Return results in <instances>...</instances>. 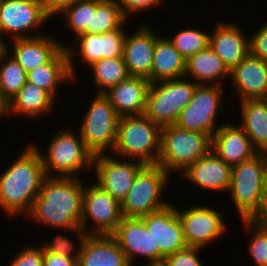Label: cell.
I'll list each match as a JSON object with an SVG mask.
<instances>
[{
  "instance_id": "20",
  "label": "cell",
  "mask_w": 267,
  "mask_h": 266,
  "mask_svg": "<svg viewBox=\"0 0 267 266\" xmlns=\"http://www.w3.org/2000/svg\"><path fill=\"white\" fill-rule=\"evenodd\" d=\"M111 236L117 241L131 266L137 256L147 258L144 266L154 264V240L141 218H122Z\"/></svg>"
},
{
  "instance_id": "23",
  "label": "cell",
  "mask_w": 267,
  "mask_h": 266,
  "mask_svg": "<svg viewBox=\"0 0 267 266\" xmlns=\"http://www.w3.org/2000/svg\"><path fill=\"white\" fill-rule=\"evenodd\" d=\"M151 82L144 77L129 76L103 94L119 117L143 115Z\"/></svg>"
},
{
  "instance_id": "2",
  "label": "cell",
  "mask_w": 267,
  "mask_h": 266,
  "mask_svg": "<svg viewBox=\"0 0 267 266\" xmlns=\"http://www.w3.org/2000/svg\"><path fill=\"white\" fill-rule=\"evenodd\" d=\"M45 176L41 156L29 144L0 175V208L10 219L30 212Z\"/></svg>"
},
{
  "instance_id": "45",
  "label": "cell",
  "mask_w": 267,
  "mask_h": 266,
  "mask_svg": "<svg viewBox=\"0 0 267 266\" xmlns=\"http://www.w3.org/2000/svg\"><path fill=\"white\" fill-rule=\"evenodd\" d=\"M7 114V103L0 96V120L6 117Z\"/></svg>"
},
{
  "instance_id": "7",
  "label": "cell",
  "mask_w": 267,
  "mask_h": 266,
  "mask_svg": "<svg viewBox=\"0 0 267 266\" xmlns=\"http://www.w3.org/2000/svg\"><path fill=\"white\" fill-rule=\"evenodd\" d=\"M171 176L159 165H145L120 203L122 217L141 218L168 206L161 197Z\"/></svg>"
},
{
  "instance_id": "39",
  "label": "cell",
  "mask_w": 267,
  "mask_h": 266,
  "mask_svg": "<svg viewBox=\"0 0 267 266\" xmlns=\"http://www.w3.org/2000/svg\"><path fill=\"white\" fill-rule=\"evenodd\" d=\"M44 249L39 247L27 246L19 254L15 255L8 266H43Z\"/></svg>"
},
{
  "instance_id": "42",
  "label": "cell",
  "mask_w": 267,
  "mask_h": 266,
  "mask_svg": "<svg viewBox=\"0 0 267 266\" xmlns=\"http://www.w3.org/2000/svg\"><path fill=\"white\" fill-rule=\"evenodd\" d=\"M81 0H40L45 13L51 18L61 14L67 7Z\"/></svg>"
},
{
  "instance_id": "25",
  "label": "cell",
  "mask_w": 267,
  "mask_h": 266,
  "mask_svg": "<svg viewBox=\"0 0 267 266\" xmlns=\"http://www.w3.org/2000/svg\"><path fill=\"white\" fill-rule=\"evenodd\" d=\"M78 266H131L111 235H88L84 241Z\"/></svg>"
},
{
  "instance_id": "34",
  "label": "cell",
  "mask_w": 267,
  "mask_h": 266,
  "mask_svg": "<svg viewBox=\"0 0 267 266\" xmlns=\"http://www.w3.org/2000/svg\"><path fill=\"white\" fill-rule=\"evenodd\" d=\"M167 38L185 60L207 49L210 43V34L196 28L182 29L174 37Z\"/></svg>"
},
{
  "instance_id": "22",
  "label": "cell",
  "mask_w": 267,
  "mask_h": 266,
  "mask_svg": "<svg viewBox=\"0 0 267 266\" xmlns=\"http://www.w3.org/2000/svg\"><path fill=\"white\" fill-rule=\"evenodd\" d=\"M11 41L12 48L7 45V52L12 54L26 72L48 63L63 47H66L62 41L46 34Z\"/></svg>"
},
{
  "instance_id": "15",
  "label": "cell",
  "mask_w": 267,
  "mask_h": 266,
  "mask_svg": "<svg viewBox=\"0 0 267 266\" xmlns=\"http://www.w3.org/2000/svg\"><path fill=\"white\" fill-rule=\"evenodd\" d=\"M192 206V207H191ZM180 210L176 207L187 246L204 249L225 233L223 213L211 207L192 204Z\"/></svg>"
},
{
  "instance_id": "29",
  "label": "cell",
  "mask_w": 267,
  "mask_h": 266,
  "mask_svg": "<svg viewBox=\"0 0 267 266\" xmlns=\"http://www.w3.org/2000/svg\"><path fill=\"white\" fill-rule=\"evenodd\" d=\"M241 125L258 153H267V99L240 101Z\"/></svg>"
},
{
  "instance_id": "10",
  "label": "cell",
  "mask_w": 267,
  "mask_h": 266,
  "mask_svg": "<svg viewBox=\"0 0 267 266\" xmlns=\"http://www.w3.org/2000/svg\"><path fill=\"white\" fill-rule=\"evenodd\" d=\"M222 96L221 85L197 84L192 99L181 111L175 125L212 137L219 128L217 118L225 109Z\"/></svg>"
},
{
  "instance_id": "19",
  "label": "cell",
  "mask_w": 267,
  "mask_h": 266,
  "mask_svg": "<svg viewBox=\"0 0 267 266\" xmlns=\"http://www.w3.org/2000/svg\"><path fill=\"white\" fill-rule=\"evenodd\" d=\"M218 126L211 137V151L226 164L233 167L258 153L240 126L229 122Z\"/></svg>"
},
{
  "instance_id": "6",
  "label": "cell",
  "mask_w": 267,
  "mask_h": 266,
  "mask_svg": "<svg viewBox=\"0 0 267 266\" xmlns=\"http://www.w3.org/2000/svg\"><path fill=\"white\" fill-rule=\"evenodd\" d=\"M266 174L267 153H257L232 167L228 193L241 220H251L259 212Z\"/></svg>"
},
{
  "instance_id": "13",
  "label": "cell",
  "mask_w": 267,
  "mask_h": 266,
  "mask_svg": "<svg viewBox=\"0 0 267 266\" xmlns=\"http://www.w3.org/2000/svg\"><path fill=\"white\" fill-rule=\"evenodd\" d=\"M141 219L154 240V264L163 263L166 256L187 247L174 205L169 204Z\"/></svg>"
},
{
  "instance_id": "46",
  "label": "cell",
  "mask_w": 267,
  "mask_h": 266,
  "mask_svg": "<svg viewBox=\"0 0 267 266\" xmlns=\"http://www.w3.org/2000/svg\"><path fill=\"white\" fill-rule=\"evenodd\" d=\"M3 39H4V36H2V34L0 32V57L7 51L8 43L6 41L4 42Z\"/></svg>"
},
{
  "instance_id": "31",
  "label": "cell",
  "mask_w": 267,
  "mask_h": 266,
  "mask_svg": "<svg viewBox=\"0 0 267 266\" xmlns=\"http://www.w3.org/2000/svg\"><path fill=\"white\" fill-rule=\"evenodd\" d=\"M126 22L117 0H91V34L123 28Z\"/></svg>"
},
{
  "instance_id": "17",
  "label": "cell",
  "mask_w": 267,
  "mask_h": 266,
  "mask_svg": "<svg viewBox=\"0 0 267 266\" xmlns=\"http://www.w3.org/2000/svg\"><path fill=\"white\" fill-rule=\"evenodd\" d=\"M148 24L143 23L133 34H126L123 59L130 76L144 77L150 81L155 43L160 34L156 35Z\"/></svg>"
},
{
  "instance_id": "5",
  "label": "cell",
  "mask_w": 267,
  "mask_h": 266,
  "mask_svg": "<svg viewBox=\"0 0 267 266\" xmlns=\"http://www.w3.org/2000/svg\"><path fill=\"white\" fill-rule=\"evenodd\" d=\"M210 150L209 135L182 129L177 125L166 126L161 130V149L157 165L169 175L176 171L180 173Z\"/></svg>"
},
{
  "instance_id": "30",
  "label": "cell",
  "mask_w": 267,
  "mask_h": 266,
  "mask_svg": "<svg viewBox=\"0 0 267 266\" xmlns=\"http://www.w3.org/2000/svg\"><path fill=\"white\" fill-rule=\"evenodd\" d=\"M55 98L46 90L26 82L19 92L7 104L8 116L22 115L25 118L47 114L53 108Z\"/></svg>"
},
{
  "instance_id": "26",
  "label": "cell",
  "mask_w": 267,
  "mask_h": 266,
  "mask_svg": "<svg viewBox=\"0 0 267 266\" xmlns=\"http://www.w3.org/2000/svg\"><path fill=\"white\" fill-rule=\"evenodd\" d=\"M229 78L230 70L210 48V46L185 62V78H190L196 84L221 85L225 77ZM222 80V81H221Z\"/></svg>"
},
{
  "instance_id": "44",
  "label": "cell",
  "mask_w": 267,
  "mask_h": 266,
  "mask_svg": "<svg viewBox=\"0 0 267 266\" xmlns=\"http://www.w3.org/2000/svg\"><path fill=\"white\" fill-rule=\"evenodd\" d=\"M251 220L260 224L267 225V174L264 180L263 196L260 210Z\"/></svg>"
},
{
  "instance_id": "9",
  "label": "cell",
  "mask_w": 267,
  "mask_h": 266,
  "mask_svg": "<svg viewBox=\"0 0 267 266\" xmlns=\"http://www.w3.org/2000/svg\"><path fill=\"white\" fill-rule=\"evenodd\" d=\"M96 96V97H95ZM78 131L86 148L95 156L113 152L119 116L103 93H95Z\"/></svg>"
},
{
  "instance_id": "33",
  "label": "cell",
  "mask_w": 267,
  "mask_h": 266,
  "mask_svg": "<svg viewBox=\"0 0 267 266\" xmlns=\"http://www.w3.org/2000/svg\"><path fill=\"white\" fill-rule=\"evenodd\" d=\"M26 74L7 51L0 57V96L7 104L27 82Z\"/></svg>"
},
{
  "instance_id": "3",
  "label": "cell",
  "mask_w": 267,
  "mask_h": 266,
  "mask_svg": "<svg viewBox=\"0 0 267 266\" xmlns=\"http://www.w3.org/2000/svg\"><path fill=\"white\" fill-rule=\"evenodd\" d=\"M162 128L144 114L119 117L117 139L112 155L157 165L161 149Z\"/></svg>"
},
{
  "instance_id": "18",
  "label": "cell",
  "mask_w": 267,
  "mask_h": 266,
  "mask_svg": "<svg viewBox=\"0 0 267 266\" xmlns=\"http://www.w3.org/2000/svg\"><path fill=\"white\" fill-rule=\"evenodd\" d=\"M240 101L267 99V62L250 53L230 70Z\"/></svg>"
},
{
  "instance_id": "14",
  "label": "cell",
  "mask_w": 267,
  "mask_h": 266,
  "mask_svg": "<svg viewBox=\"0 0 267 266\" xmlns=\"http://www.w3.org/2000/svg\"><path fill=\"white\" fill-rule=\"evenodd\" d=\"M126 32L123 28H118L110 32L101 34H81L75 37L72 46L66 44V51L69 60V70L72 78L76 80L75 61L79 54L84 64L89 68L94 62L101 59L123 57L124 42ZM77 44V45H76ZM78 52H75L77 51Z\"/></svg>"
},
{
  "instance_id": "32",
  "label": "cell",
  "mask_w": 267,
  "mask_h": 266,
  "mask_svg": "<svg viewBox=\"0 0 267 266\" xmlns=\"http://www.w3.org/2000/svg\"><path fill=\"white\" fill-rule=\"evenodd\" d=\"M89 67L94 75L96 93H104L130 76L123 57L101 59Z\"/></svg>"
},
{
  "instance_id": "35",
  "label": "cell",
  "mask_w": 267,
  "mask_h": 266,
  "mask_svg": "<svg viewBox=\"0 0 267 266\" xmlns=\"http://www.w3.org/2000/svg\"><path fill=\"white\" fill-rule=\"evenodd\" d=\"M244 229L250 230L248 251L255 266H267V225L257 223L253 220H241Z\"/></svg>"
},
{
  "instance_id": "12",
  "label": "cell",
  "mask_w": 267,
  "mask_h": 266,
  "mask_svg": "<svg viewBox=\"0 0 267 266\" xmlns=\"http://www.w3.org/2000/svg\"><path fill=\"white\" fill-rule=\"evenodd\" d=\"M49 19L51 18L45 13L40 0H1L0 2V32L2 36L4 34L11 36L10 40L43 35V32L37 33V31ZM32 30L36 33L28 35Z\"/></svg>"
},
{
  "instance_id": "47",
  "label": "cell",
  "mask_w": 267,
  "mask_h": 266,
  "mask_svg": "<svg viewBox=\"0 0 267 266\" xmlns=\"http://www.w3.org/2000/svg\"><path fill=\"white\" fill-rule=\"evenodd\" d=\"M149 266H166V265L164 263H156V264L149 265Z\"/></svg>"
},
{
  "instance_id": "11",
  "label": "cell",
  "mask_w": 267,
  "mask_h": 266,
  "mask_svg": "<svg viewBox=\"0 0 267 266\" xmlns=\"http://www.w3.org/2000/svg\"><path fill=\"white\" fill-rule=\"evenodd\" d=\"M85 185L80 228L88 235H112L123 218L120 203L95 182ZM88 221L94 225L89 231Z\"/></svg>"
},
{
  "instance_id": "43",
  "label": "cell",
  "mask_w": 267,
  "mask_h": 266,
  "mask_svg": "<svg viewBox=\"0 0 267 266\" xmlns=\"http://www.w3.org/2000/svg\"><path fill=\"white\" fill-rule=\"evenodd\" d=\"M43 266H78V260L44 250Z\"/></svg>"
},
{
  "instance_id": "24",
  "label": "cell",
  "mask_w": 267,
  "mask_h": 266,
  "mask_svg": "<svg viewBox=\"0 0 267 266\" xmlns=\"http://www.w3.org/2000/svg\"><path fill=\"white\" fill-rule=\"evenodd\" d=\"M210 34V48L231 70L237 66L249 53V38L235 23L217 22Z\"/></svg>"
},
{
  "instance_id": "16",
  "label": "cell",
  "mask_w": 267,
  "mask_h": 266,
  "mask_svg": "<svg viewBox=\"0 0 267 266\" xmlns=\"http://www.w3.org/2000/svg\"><path fill=\"white\" fill-rule=\"evenodd\" d=\"M144 166L145 164L138 160L121 161L110 154L95 155V183L121 203L132 187L136 175Z\"/></svg>"
},
{
  "instance_id": "8",
  "label": "cell",
  "mask_w": 267,
  "mask_h": 266,
  "mask_svg": "<svg viewBox=\"0 0 267 266\" xmlns=\"http://www.w3.org/2000/svg\"><path fill=\"white\" fill-rule=\"evenodd\" d=\"M196 86L185 77L152 83L144 115L161 128L175 125L181 111L192 99Z\"/></svg>"
},
{
  "instance_id": "37",
  "label": "cell",
  "mask_w": 267,
  "mask_h": 266,
  "mask_svg": "<svg viewBox=\"0 0 267 266\" xmlns=\"http://www.w3.org/2000/svg\"><path fill=\"white\" fill-rule=\"evenodd\" d=\"M75 235H77L79 247L76 248L73 240L64 236L63 234H59L54 236L53 240L48 243H43L42 247L44 250L54 253L61 256H69L76 260L79 259L80 253L84 244L85 239L88 234L85 233L81 228L75 229ZM75 252V253H74Z\"/></svg>"
},
{
  "instance_id": "41",
  "label": "cell",
  "mask_w": 267,
  "mask_h": 266,
  "mask_svg": "<svg viewBox=\"0 0 267 266\" xmlns=\"http://www.w3.org/2000/svg\"><path fill=\"white\" fill-rule=\"evenodd\" d=\"M162 0H117L124 17L130 19L131 15H137L138 12L147 11L150 8H156L158 5H162Z\"/></svg>"
},
{
  "instance_id": "38",
  "label": "cell",
  "mask_w": 267,
  "mask_h": 266,
  "mask_svg": "<svg viewBox=\"0 0 267 266\" xmlns=\"http://www.w3.org/2000/svg\"><path fill=\"white\" fill-rule=\"evenodd\" d=\"M200 248L189 247L177 251L175 254H171L165 257L163 263L166 266H203L198 257Z\"/></svg>"
},
{
  "instance_id": "28",
  "label": "cell",
  "mask_w": 267,
  "mask_h": 266,
  "mask_svg": "<svg viewBox=\"0 0 267 266\" xmlns=\"http://www.w3.org/2000/svg\"><path fill=\"white\" fill-rule=\"evenodd\" d=\"M150 82L180 79L185 76L186 60L175 49L167 37L156 39Z\"/></svg>"
},
{
  "instance_id": "21",
  "label": "cell",
  "mask_w": 267,
  "mask_h": 266,
  "mask_svg": "<svg viewBox=\"0 0 267 266\" xmlns=\"http://www.w3.org/2000/svg\"><path fill=\"white\" fill-rule=\"evenodd\" d=\"M182 175L200 189L227 193L231 184L232 167L210 150L184 170Z\"/></svg>"
},
{
  "instance_id": "4",
  "label": "cell",
  "mask_w": 267,
  "mask_h": 266,
  "mask_svg": "<svg viewBox=\"0 0 267 266\" xmlns=\"http://www.w3.org/2000/svg\"><path fill=\"white\" fill-rule=\"evenodd\" d=\"M38 150L46 176L77 177L81 170L93 169L94 155L86 148L76 131L62 129L54 134L46 153ZM52 172V173H51ZM77 176H76V175Z\"/></svg>"
},
{
  "instance_id": "36",
  "label": "cell",
  "mask_w": 267,
  "mask_h": 266,
  "mask_svg": "<svg viewBox=\"0 0 267 266\" xmlns=\"http://www.w3.org/2000/svg\"><path fill=\"white\" fill-rule=\"evenodd\" d=\"M61 14L66 17V27L70 28L76 37L91 34V0L78 1Z\"/></svg>"
},
{
  "instance_id": "27",
  "label": "cell",
  "mask_w": 267,
  "mask_h": 266,
  "mask_svg": "<svg viewBox=\"0 0 267 266\" xmlns=\"http://www.w3.org/2000/svg\"><path fill=\"white\" fill-rule=\"evenodd\" d=\"M26 81L46 90L56 99L61 83L75 82L70 74L66 48L63 47L48 63L28 71Z\"/></svg>"
},
{
  "instance_id": "40",
  "label": "cell",
  "mask_w": 267,
  "mask_h": 266,
  "mask_svg": "<svg viewBox=\"0 0 267 266\" xmlns=\"http://www.w3.org/2000/svg\"><path fill=\"white\" fill-rule=\"evenodd\" d=\"M250 54L267 62V22L249 37Z\"/></svg>"
},
{
  "instance_id": "1",
  "label": "cell",
  "mask_w": 267,
  "mask_h": 266,
  "mask_svg": "<svg viewBox=\"0 0 267 266\" xmlns=\"http://www.w3.org/2000/svg\"><path fill=\"white\" fill-rule=\"evenodd\" d=\"M79 178L45 176L28 218L46 227L74 233L80 228L83 214L84 183Z\"/></svg>"
}]
</instances>
